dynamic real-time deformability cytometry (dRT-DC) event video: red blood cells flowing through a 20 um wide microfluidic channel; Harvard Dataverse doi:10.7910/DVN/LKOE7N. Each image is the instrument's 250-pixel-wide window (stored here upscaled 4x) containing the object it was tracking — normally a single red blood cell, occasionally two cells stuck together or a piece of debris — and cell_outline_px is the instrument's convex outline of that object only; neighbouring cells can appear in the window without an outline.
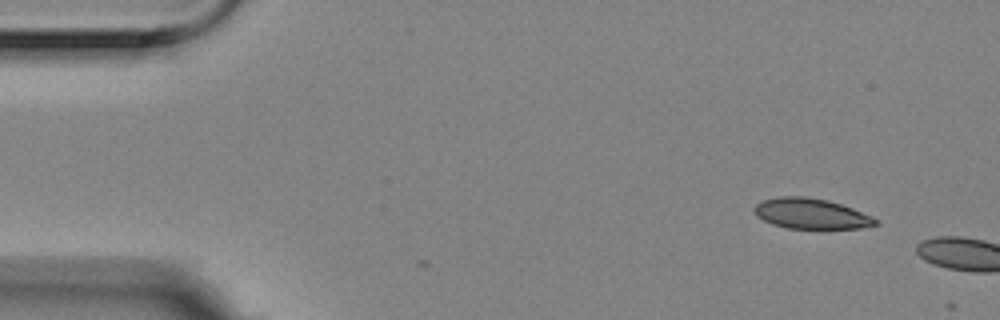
{"species": "Egyptian fruit bat (a non-hibernating species)", "species_latin": "Rousettus aegyptiacus", "temperature_condition": "room temperature", "stored_images_in_passage": 3, "camera_frame_rate_fps": 3000, "um_per_image_px": 0.085, "animal": {"sex": "female"}, "frame": {"image": 1, "passage_image": 1, "time_ms": 0.0, "image_size_px": [1000, 320], "cell_outline_px": [[880, 224], [860, 228], [788, 228], [772, 224], [756, 216], [752, 208], [756, 204], [764, 200], [776, 196], [804, 196], [828, 200], [852, 208], [872, 216], [880, 220]], "centroid_in_image_um": [68.94, 18.15], "position_along_channel_um": 16.1, "area_um2": 21.56}}